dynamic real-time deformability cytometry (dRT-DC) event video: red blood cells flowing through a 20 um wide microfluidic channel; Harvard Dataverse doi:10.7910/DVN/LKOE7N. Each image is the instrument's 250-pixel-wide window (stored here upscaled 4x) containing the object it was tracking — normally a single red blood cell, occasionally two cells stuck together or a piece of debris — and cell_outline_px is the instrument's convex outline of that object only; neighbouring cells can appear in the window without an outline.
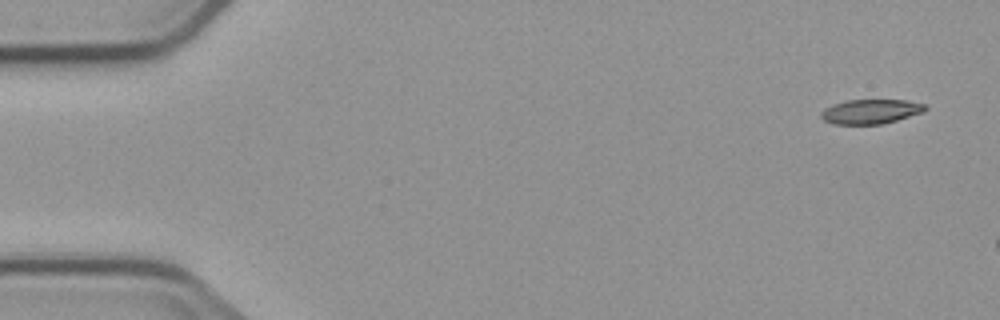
{"species": "common noctule bat (a hibernating species)", "species_latin": "Nyctalus noctula", "temperature_condition": "cold", "stored_images_in_passage": 6, "camera_frame_rate_fps": 3000, "um_per_image_px": 0.085, "animal": {"sex": "male", "body_mass_g": 23.1, "forearm_length_mm": 52.7}, "frame": {"image": 1, "passage_image": 1, "time_ms": 0.0, "image_size_px": [1000, 320], "cell_outline_px": [[928, 108], [920, 112], [896, 120], [880, 124], [836, 124], [824, 120], [820, 116], [820, 112], [824, 108], [832, 104], [848, 100], [908, 100], [924, 104]], "centroid_in_image_um": [73.96, 9.47], "position_along_channel_um": 11.0, "area_um2": 14.68}}